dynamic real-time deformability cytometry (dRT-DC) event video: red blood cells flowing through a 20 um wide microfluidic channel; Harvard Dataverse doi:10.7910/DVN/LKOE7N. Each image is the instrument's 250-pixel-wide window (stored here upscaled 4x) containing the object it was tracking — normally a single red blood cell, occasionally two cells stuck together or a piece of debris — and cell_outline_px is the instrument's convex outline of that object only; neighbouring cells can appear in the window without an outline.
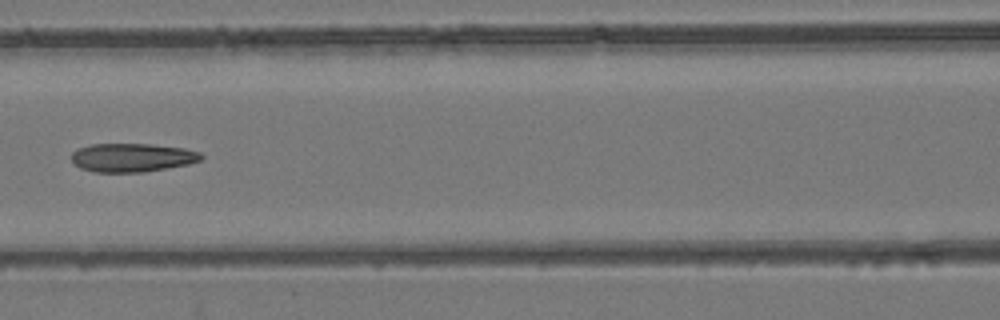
{"species": "common noctule bat (a hibernating species)", "species_latin": "Nyctalus noctula", "temperature_condition": "room temperature", "stored_images_in_passage": 6, "camera_frame_rate_fps": 3000, "um_per_image_px": 0.085, "animal": {"sex": "female", "body_mass_g": 24.6, "forearm_length_mm": 56.2}, "frame": {"image": 1, "passage_image": 6, "time_ms": 6.667, "image_size_px": [1000, 320], "cell_outline_px": [[204, 156], [200, 160], [188, 164], [144, 172], [92, 172], [80, 168], [72, 160], [72, 152], [76, 148], [92, 144], [152, 144], [184, 148], [200, 152]], "centroid_in_image_um": [11.22, 13.39], "position_along_channel_um": 155.4, "area_um2": 21.68}}